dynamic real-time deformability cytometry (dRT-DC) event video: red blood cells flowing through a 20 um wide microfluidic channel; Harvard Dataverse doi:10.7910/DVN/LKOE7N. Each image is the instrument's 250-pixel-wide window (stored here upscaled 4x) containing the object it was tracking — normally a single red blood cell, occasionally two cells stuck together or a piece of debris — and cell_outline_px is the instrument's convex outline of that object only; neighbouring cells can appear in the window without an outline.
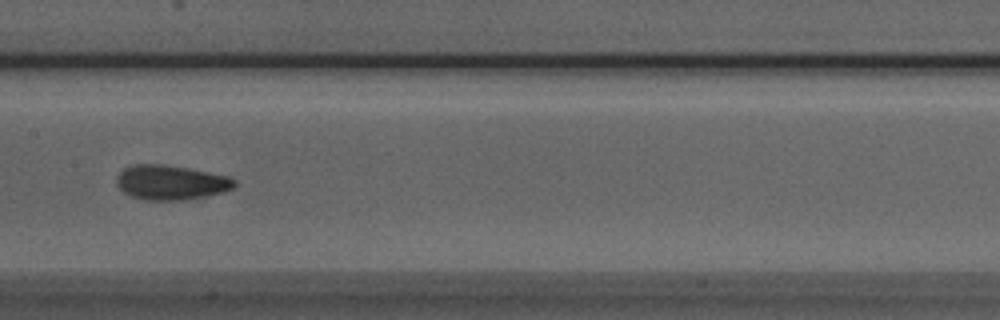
{"species": "Egyptian fruit bat (a non-hibernating species)", "species_latin": "Rousettus aegyptiacus", "temperature_condition": "room temperature", "stored_images_in_passage": 9, "segment_of_instrument_passage": [1, 2], "camera_frame_rate_fps": 3000, "um_per_image_px": 0.085, "animal": {"sex": "male"}, "frame": {"image": 1, "passage_image": 8, "time_ms": 2.333, "image_size_px": [1000, 320], "cell_outline_px": [[236, 184], [232, 188], [220, 192], [204, 196], [184, 200], [144, 200], [132, 196], [124, 192], [116, 184], [116, 176], [124, 168], [132, 164], [164, 164], [228, 176], [236, 180]], "centroid_in_image_um": [14.47, 15.5], "position_along_channel_um": 192.9, "area_um2": 23.58}}